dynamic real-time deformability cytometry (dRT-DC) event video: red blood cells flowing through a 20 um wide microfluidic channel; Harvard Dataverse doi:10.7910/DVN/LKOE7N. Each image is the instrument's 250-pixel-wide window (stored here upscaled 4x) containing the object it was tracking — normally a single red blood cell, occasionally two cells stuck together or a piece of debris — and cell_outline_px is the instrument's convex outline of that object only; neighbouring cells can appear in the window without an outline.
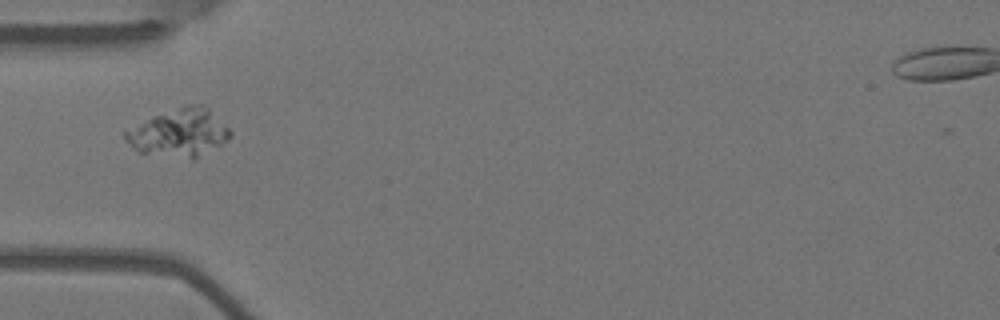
{"species": "Egyptian fruit bat (a non-hibernating species)", "species_latin": "Rousettus aegyptiacus", "temperature_condition": "warm", "stored_images_in_passage": 8, "camera_frame_rate_fps": 3000, "um_per_image_px": 0.085, "animal": {"sex": "female"}, "frame": {"image": 1, "passage_image": 6, "time_ms": 1.667, "image_size_px": [1000, 320], "cell_outline_px": [[232, 136], [220, 148], [196, 160], [192, 160], [140, 152], [132, 148], [124, 140], [124, 132], [152, 116], [184, 104], [200, 104], [208, 108], [232, 132]], "centroid_in_image_um": [15.28, 11.32], "position_along_channel_um": 69.7, "area_um2": 29.77}}
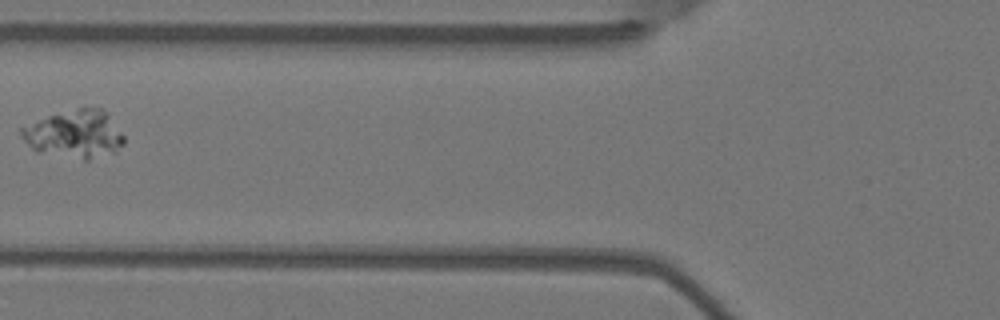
{"frame": {"image": 2, "passage_image": 7, "time_ms": 2.0, "image_size_px": [1000, 320], "cell_outline_px": [[124, 144], [116, 152], [88, 160], [84, 160], [36, 152], [24, 140], [20, 132], [20, 128], [48, 116], [80, 108], [100, 108], [108, 112], [124, 136]], "centroid_in_image_um": [6.39, 11.42], "position_along_channel_um": 119.4, "area_um2": 28.55}}
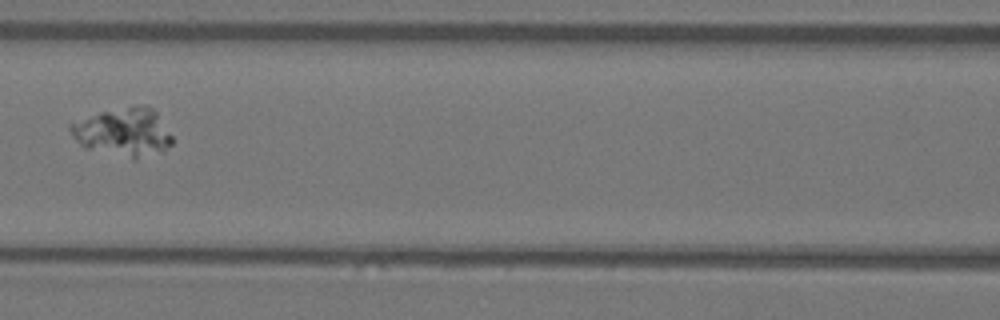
{"frame": {"image": 3, "passage_image": 8, "time_ms": 2.333, "image_size_px": [1000, 320], "cell_outline_px": [[172, 144], [164, 152], [136, 160], [132, 160], [84, 148], [72, 136], [68, 128], [68, 124], [100, 112], [132, 104], [144, 104], [152, 108], [156, 112], [172, 136]], "centroid_in_image_um": [10.5, 11.25], "position_along_channel_um": 156.1, "area_um2": 29.36}}